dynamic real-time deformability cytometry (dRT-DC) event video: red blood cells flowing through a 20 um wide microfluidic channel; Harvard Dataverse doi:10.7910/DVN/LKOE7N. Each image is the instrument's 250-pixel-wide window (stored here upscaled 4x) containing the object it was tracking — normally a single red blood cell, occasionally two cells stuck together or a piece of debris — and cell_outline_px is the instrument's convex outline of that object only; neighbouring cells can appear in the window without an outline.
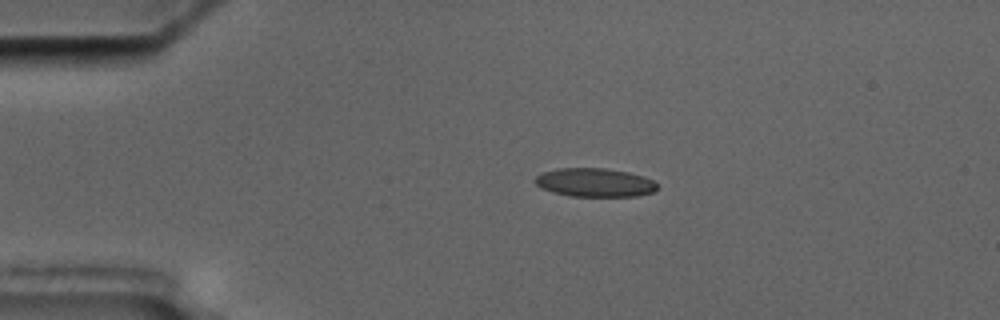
{"species": "common noctule bat (a hibernating species)", "species_latin": "Nyctalus noctula", "temperature_condition": "cold", "stored_images_in_passage": 5, "camera_frame_rate_fps": 3000, "um_per_image_px": 0.085, "animal": {"sex": "male", "body_mass_g": 17.5, "forearm_length_mm": 52.3}, "frame": {"image": 1, "passage_image": 3, "time_ms": 2.333, "image_size_px": [1000, 320], "cell_outline_px": [[656, 188], [652, 192], [640, 196], [572, 196], [552, 192], [540, 188], [532, 180], [536, 176], [544, 172], [560, 168], [604, 168], [628, 172], [644, 176], [652, 180], [656, 184]], "centroid_in_image_um": [50.53, 15.51], "position_along_channel_um": 34.5, "area_um2": 20.35}}
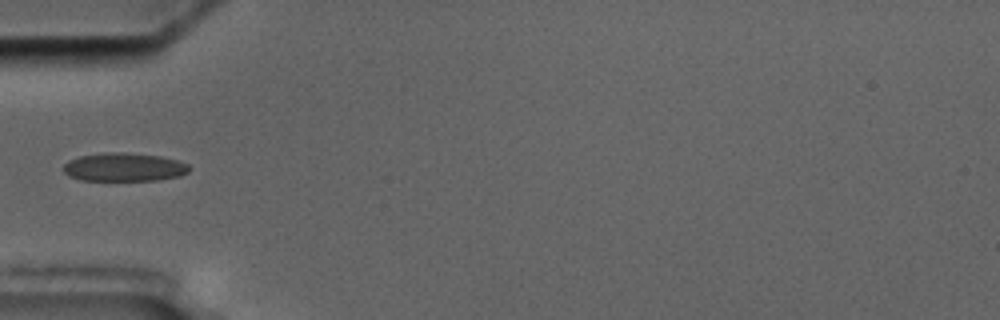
{"frame": {"image": 2, "passage_image": 5, "time_ms": 4.667, "image_size_px": [1000, 320], "cell_outline_px": [[192, 168], [188, 172], [180, 176], [160, 180], [80, 180], [68, 176], [64, 172], [64, 164], [68, 160], [80, 156], [108, 152], [124, 152], [160, 156], [176, 160], [188, 164]], "centroid_in_image_um": [10.56, 14.21], "position_along_channel_um": 74.4, "area_um2": 20.92}}